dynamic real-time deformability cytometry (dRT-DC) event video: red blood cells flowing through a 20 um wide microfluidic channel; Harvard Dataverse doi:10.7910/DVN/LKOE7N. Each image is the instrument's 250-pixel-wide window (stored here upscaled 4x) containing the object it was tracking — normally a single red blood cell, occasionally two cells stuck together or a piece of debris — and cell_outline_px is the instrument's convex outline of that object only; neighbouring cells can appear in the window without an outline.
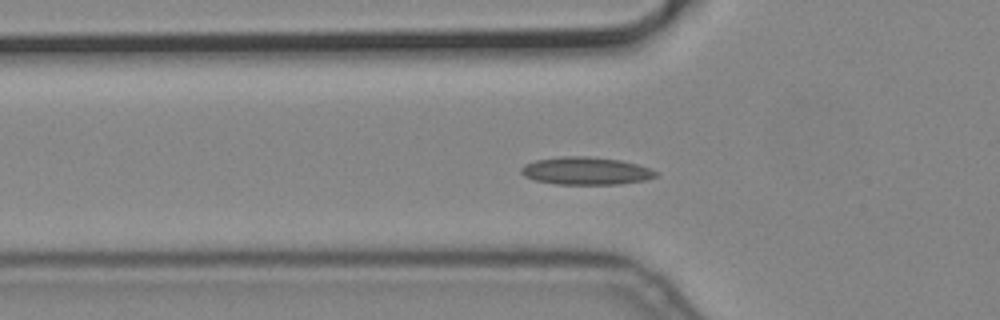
{"species": "common noctule bat (a hibernating species)", "species_latin": "Nyctalus noctula", "temperature_condition": "cold", "stored_images_in_passage": 43, "camera_frame_rate_fps": 3000, "um_per_image_px": 0.085, "animal": {"sex": "male", "body_mass_g": 19.2, "forearm_length_mm": 51.8}, "frame": {"image": 1, "passage_image": 14, "time_ms": 4.333, "image_size_px": [1000, 320], "cell_outline_px": [[656, 176], [644, 180], [620, 184], [556, 184], [536, 180], [524, 176], [520, 172], [520, 168], [524, 164], [536, 160], [560, 156], [588, 156], [620, 160], [636, 164], [648, 168], [656, 172]], "centroid_in_image_um": [49.75, 14.52], "position_along_channel_um": 76.1, "area_um2": 21.56}}
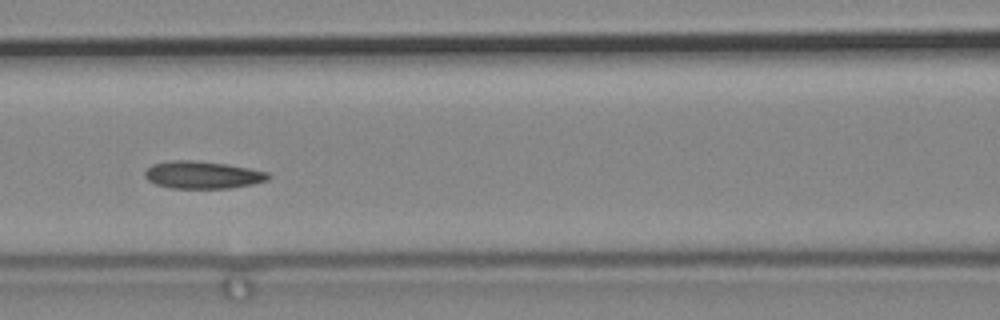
{"frame": {"image": 2, "passage_image": 20, "time_ms": 6.333, "image_size_px": [1000, 320], "cell_outline_px": [[272, 176], [268, 180], [252, 184], [228, 188], [168, 188], [156, 184], [148, 180], [144, 176], [144, 172], [152, 164], [172, 160], [192, 160], [224, 164], [248, 168], [268, 172]], "centroid_in_image_um": [17.2, 14.87], "position_along_channel_um": 149.4, "area_um2": 19.65}}
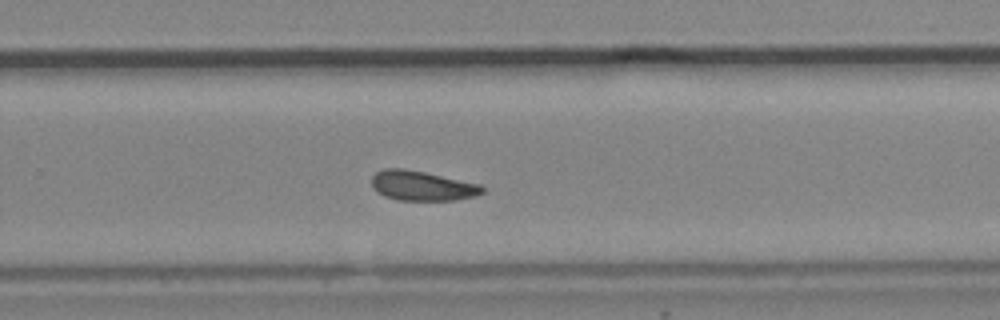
{"frame": {"image": 3, "passage_image": 32, "time_ms": 10.333, "image_size_px": [1000, 320], "cell_outline_px": [[484, 192], [476, 196], [456, 200], [400, 200], [384, 196], [376, 192], [372, 188], [372, 176], [376, 172], [384, 168], [404, 168], [424, 172], [480, 184], [484, 188]], "centroid_in_image_um": [35.86, 15.79], "position_along_channel_um": 293.9, "area_um2": 19.25}}